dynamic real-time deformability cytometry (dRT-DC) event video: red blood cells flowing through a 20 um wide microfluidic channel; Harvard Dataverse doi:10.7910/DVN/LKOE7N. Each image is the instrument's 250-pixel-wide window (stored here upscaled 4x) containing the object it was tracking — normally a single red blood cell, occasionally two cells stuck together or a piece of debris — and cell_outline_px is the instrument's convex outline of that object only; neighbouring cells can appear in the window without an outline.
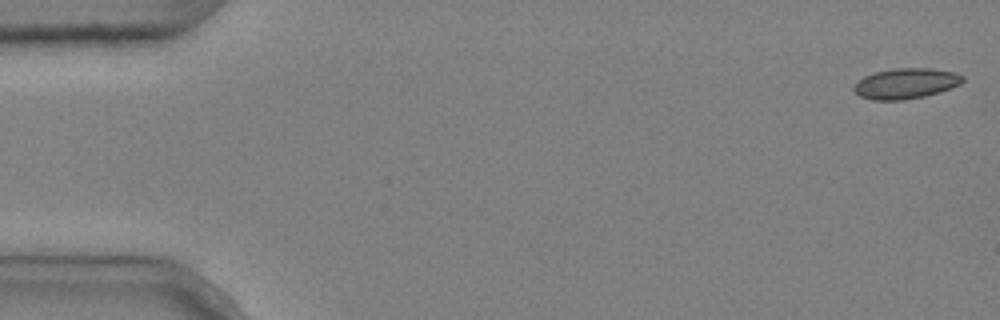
{"species": "common noctule bat (a hibernating species)", "species_latin": "Nyctalus noctula", "temperature_condition": "cold", "stored_images_in_passage": 5, "segment_of_instrument_passage": [1, 2], "camera_frame_rate_fps": 3000, "um_per_image_px": 0.085, "animal": {"sex": "male", "body_mass_g": 20.4}, "frame": {"image": 1, "passage_image": 1, "time_ms": 0.0, "image_size_px": [1000, 320], "cell_outline_px": [[964, 80], [960, 84], [940, 92], [924, 96], [904, 100], [872, 100], [860, 96], [852, 88], [856, 80], [864, 76], [876, 72], [896, 68], [932, 68], [956, 72], [964, 76]], "centroid_in_image_um": [76.99, 7.09], "position_along_channel_um": 8.0, "area_um2": 19.48}}
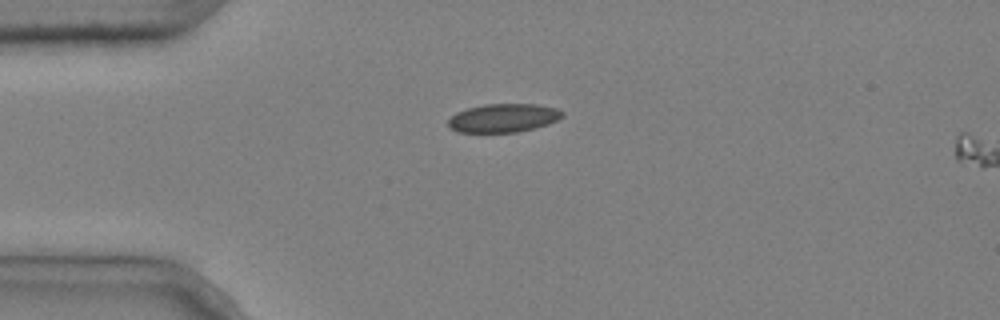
{"frame": {"image": 2, "passage_image": 4, "time_ms": 1.0, "image_size_px": [1000, 320], "cell_outline_px": [[564, 116], [548, 124], [516, 132], [456, 132], [448, 128], [448, 120], [456, 112], [468, 108], [484, 104], [536, 104], [556, 108], [564, 112]], "centroid_in_image_um": [42.76, 10.02], "position_along_channel_um": 42.2, "area_um2": 18.96}}